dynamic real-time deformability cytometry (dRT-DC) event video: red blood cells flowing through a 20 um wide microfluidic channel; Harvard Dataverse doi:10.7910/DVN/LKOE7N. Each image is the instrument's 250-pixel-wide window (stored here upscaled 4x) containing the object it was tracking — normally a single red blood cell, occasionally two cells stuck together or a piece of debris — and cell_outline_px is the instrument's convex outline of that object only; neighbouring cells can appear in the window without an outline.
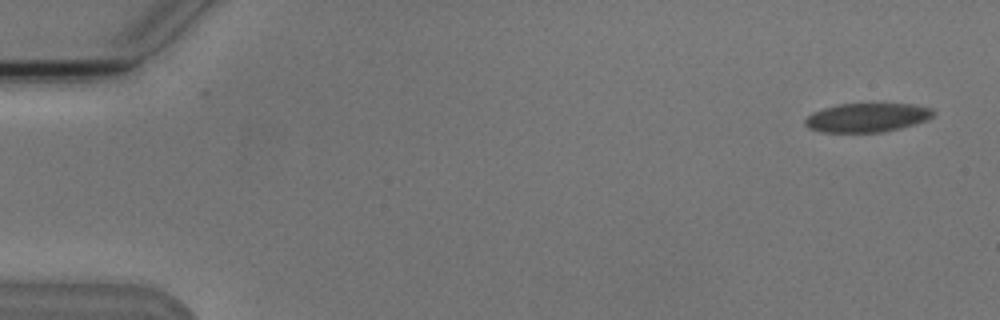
{"species": "Egyptian fruit bat (a non-hibernating species)", "species_latin": "Rousettus aegyptiacus", "temperature_condition": "cold", "stored_images_in_passage": 3, "camera_frame_rate_fps": 3000, "um_per_image_px": 0.085, "animal": {"sex": "male"}, "frame": {"image": 1, "passage_image": 3, "time_ms": 3.333, "image_size_px": [1000, 320], "cell_outline_px": [[936, 112], [928, 120], [900, 128], [884, 132], [824, 132], [808, 128], [804, 124], [804, 120], [812, 112], [824, 108], [840, 104], [912, 104], [932, 108]], "centroid_in_image_um": [73.71, 9.99], "position_along_channel_um": 11.3, "area_um2": 21.62}}